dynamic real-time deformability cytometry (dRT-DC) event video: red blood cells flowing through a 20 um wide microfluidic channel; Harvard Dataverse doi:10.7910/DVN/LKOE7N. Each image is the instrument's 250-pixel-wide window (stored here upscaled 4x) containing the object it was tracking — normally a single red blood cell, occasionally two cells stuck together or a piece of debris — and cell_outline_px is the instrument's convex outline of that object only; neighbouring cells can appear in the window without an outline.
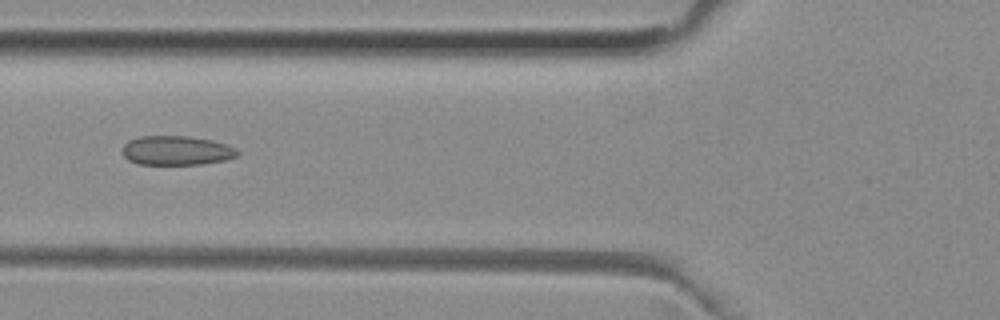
{"species": "common noctule bat (a hibernating species)", "species_latin": "Nyctalus noctula", "temperature_condition": "room temperature", "stored_images_in_passage": 51, "camera_frame_rate_fps": 3000, "um_per_image_px": 0.085, "animal": {"sex": "female", "body_mass_g": 29.2, "forearm_length_mm": 56.3}, "frame": {"image": 1, "passage_image": 19, "time_ms": 6.0, "image_size_px": [1000, 320], "cell_outline_px": [[240, 152], [236, 156], [228, 160], [204, 164], [136, 164], [128, 160], [120, 152], [124, 144], [128, 140], [140, 136], [188, 136], [212, 140], [228, 144], [236, 148]], "centroid_in_image_um": [15.0, 12.79], "position_along_channel_um": 110.8, "area_um2": 20.0}}
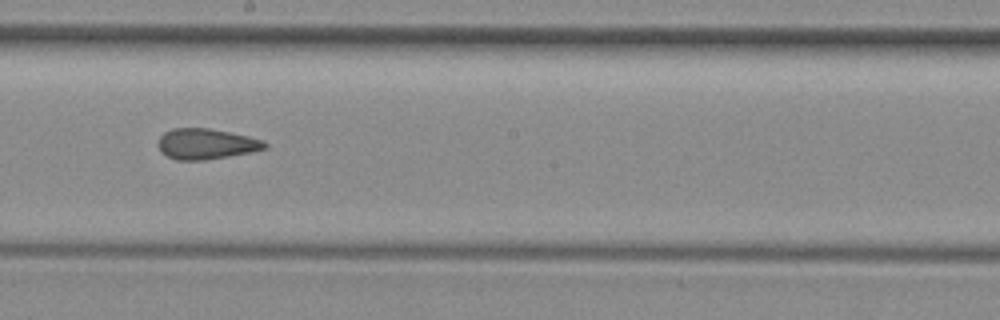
{"frame": {"image": 2, "passage_image": 28, "time_ms": 9.0, "image_size_px": [1000, 320], "cell_outline_px": [[268, 148], [252, 152], [204, 160], [176, 160], [160, 152], [156, 144], [160, 136], [164, 132], [172, 128], [208, 128], [248, 136], [264, 140], [268, 144]], "centroid_in_image_um": [17.51, 12.23], "position_along_channel_um": 230.7, "area_um2": 19.19}}
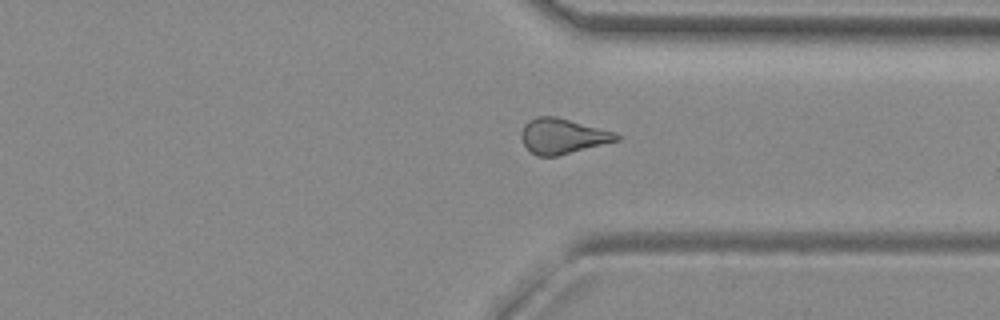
{"frame": {"image": 3, "passage_image": 38, "time_ms": 12.333, "image_size_px": [1000, 320], "cell_outline_px": [[620, 140], [556, 156], [536, 156], [524, 144], [524, 124], [528, 120], [536, 116], [556, 116], [616, 132], [620, 136]], "centroid_in_image_um": [47.87, 11.56], "position_along_channel_um": 363.5, "area_um2": 19.25}, "authors_computed_cell_mechanics": {"area_um2": 19.7098, "velocity_mm_per_s": 3.9936, "shape_relaxation_time_tau1_ms": null, "shape_relaxation_time_tau2_ms": 2.3647, "deformation_change_tau1": null, "deformation_change_tau2": 0.117}}